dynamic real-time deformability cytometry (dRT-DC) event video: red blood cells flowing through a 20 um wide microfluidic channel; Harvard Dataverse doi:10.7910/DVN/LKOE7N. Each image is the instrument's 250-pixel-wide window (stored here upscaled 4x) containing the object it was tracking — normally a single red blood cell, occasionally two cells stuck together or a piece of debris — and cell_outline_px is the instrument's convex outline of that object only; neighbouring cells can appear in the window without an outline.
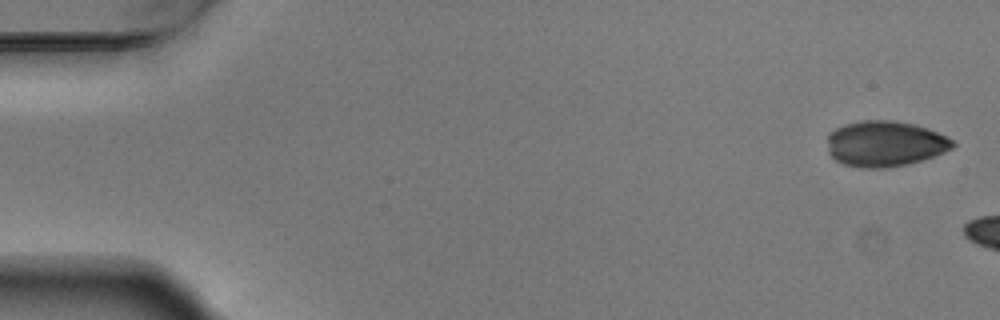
{"species": "Egyptian fruit bat (a non-hibernating species)", "species_latin": "Rousettus aegyptiacus", "temperature_condition": "warm", "stored_images_in_passage": 3, "camera_frame_rate_fps": 3000, "um_per_image_px": 0.085, "animal": {"sex": "male"}, "frame": {"image": 1, "passage_image": 1, "time_ms": 0.0, "image_size_px": [1000, 320], "cell_outline_px": [[956, 144], [952, 148], [944, 152], [908, 164], [880, 168], [864, 168], [844, 164], [836, 160], [828, 152], [828, 136], [836, 128], [844, 124], [860, 120], [892, 120], [916, 124], [928, 128], [948, 136], [956, 140]], "centroid_in_image_um": [75.26, 12.2], "position_along_channel_um": 9.7, "area_um2": 33.47}}